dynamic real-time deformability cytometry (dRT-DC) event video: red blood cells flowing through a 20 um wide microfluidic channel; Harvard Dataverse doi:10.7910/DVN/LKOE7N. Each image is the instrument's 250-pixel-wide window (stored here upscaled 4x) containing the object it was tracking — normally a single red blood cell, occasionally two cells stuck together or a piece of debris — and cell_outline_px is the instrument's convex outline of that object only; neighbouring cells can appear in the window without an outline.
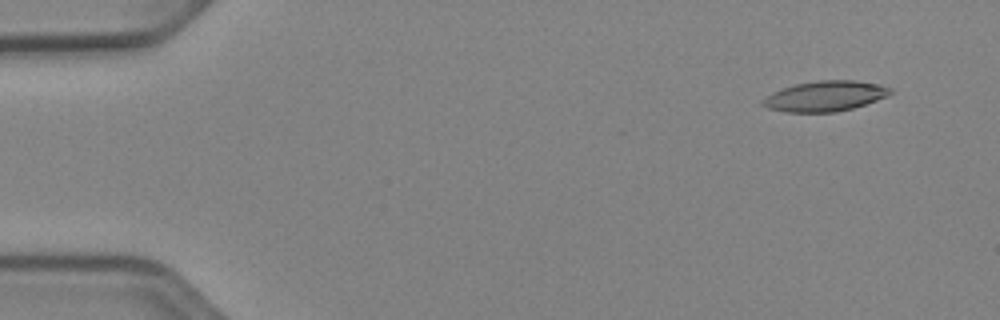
{"species": "Egyptian fruit bat (a non-hibernating species)", "species_latin": "Rousettus aegyptiacus", "temperature_condition": "cold", "stored_images_in_passage": 52, "camera_frame_rate_fps": 3000, "um_per_image_px": 0.085, "animal": {"sex": "female"}, "frame": {"image": 1, "passage_image": 4, "time_ms": 1.0, "image_size_px": [1000, 320], "cell_outline_px": [[892, 92], [876, 100], [852, 108], [836, 112], [788, 112], [768, 108], [760, 104], [772, 92], [780, 88], [796, 84], [816, 80], [852, 80], [880, 84], [892, 88]], "centroid_in_image_um": [70.12, 8.16], "position_along_channel_um": 14.9, "area_um2": 22.37}}
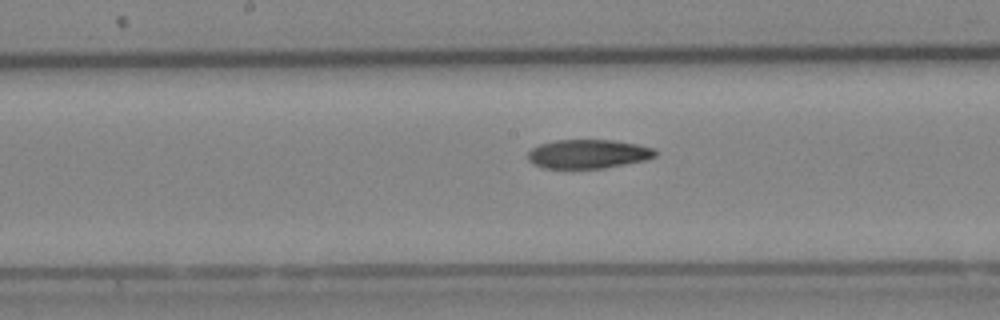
{"frame": {"image": 2, "passage_image": 27, "time_ms": 8.667, "image_size_px": [1000, 320], "cell_outline_px": [[656, 156], [644, 160], [604, 168], [544, 168], [532, 164], [528, 160], [528, 152], [532, 148], [540, 144], [556, 140], [612, 140], [636, 144], [656, 148]], "centroid_in_image_um": [49.98, 13.08], "position_along_channel_um": 198.2, "area_um2": 21.44}}
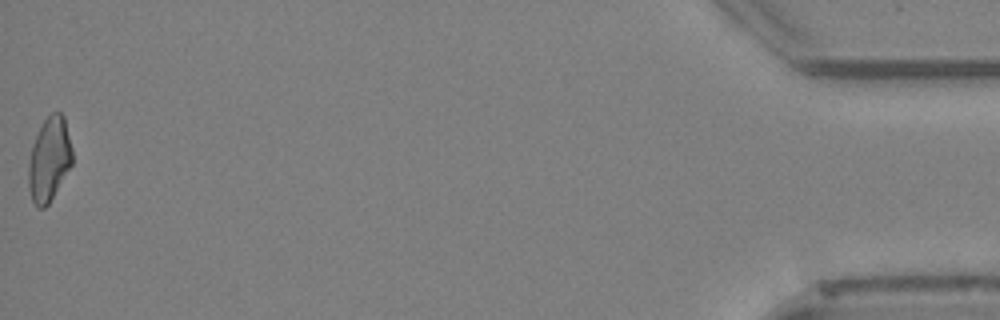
{"frame": {"image": 3, "passage_image": 52, "time_ms": 17.0, "image_size_px": [1000, 320], "cell_outline_px": [[72, 164], [48, 204], [44, 208], [36, 208], [32, 200], [28, 188], [28, 164], [32, 144], [44, 120], [52, 112], [60, 112], [64, 116], [72, 148]], "centroid_in_image_um": [4.17, 13.55], "position_along_channel_um": 431.0, "area_um2": 21.39}, "authors_computed_cell_mechanics": {"area_um2": 22.3108, "velocity_mm_per_s": 3.9413, "shape_relaxation_time_tau1_ms": null, "shape_relaxation_time_tau2_ms": 10.1317, "deformation_change_tau1": null, "deformation_change_tau2": 0.2108}}